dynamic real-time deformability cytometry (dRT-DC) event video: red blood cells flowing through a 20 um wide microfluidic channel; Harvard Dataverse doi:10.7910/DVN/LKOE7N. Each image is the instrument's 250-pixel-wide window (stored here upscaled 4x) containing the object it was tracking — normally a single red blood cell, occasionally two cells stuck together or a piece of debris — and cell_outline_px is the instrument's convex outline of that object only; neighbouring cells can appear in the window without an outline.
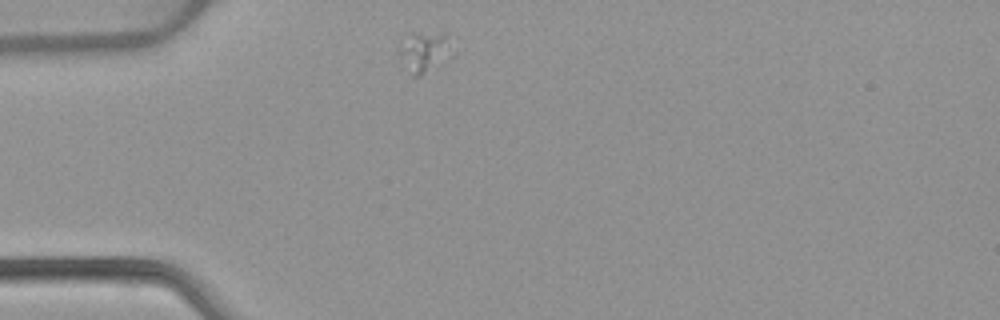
{"species": "common noctule bat (a hibernating species)", "species_latin": "Nyctalus noctula", "temperature_condition": "warm", "stored_images_in_passage": 41, "camera_frame_rate_fps": 3000, "um_per_image_px": 0.085, "animal": {"sex": "female", "body_mass_g": 22.7, "forearm_length_mm": 54.2}, "frame": {"image": 1, "passage_image": 1, "time_ms": 0.0, "image_size_px": [1000, 320], "cell_outline_px": [[452, 56], [448, 60], [420, 76], [416, 76], [400, 52], [412, 32], [416, 32], [444, 36]], "centroid_in_image_um": [36.15, 4.43], "position_along_channel_um": 48.8, "area_um2": 10.92}}
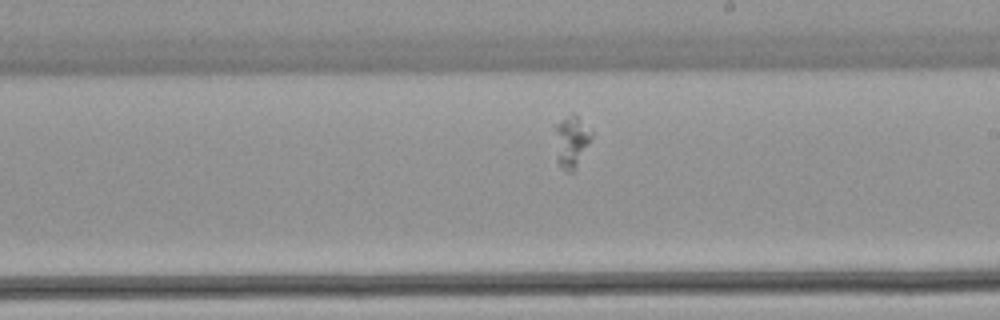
{"frame": {"image": 2, "passage_image": 18, "time_ms": 5.667, "image_size_px": [1000, 320], "cell_outline_px": [[592, 136], [588, 144], [572, 172], [564, 172], [556, 160], [556, 124], [572, 112], [592, 132]], "centroid_in_image_um": [48.54, 12.04], "position_along_channel_um": 240.5, "area_um2": 10.58}}
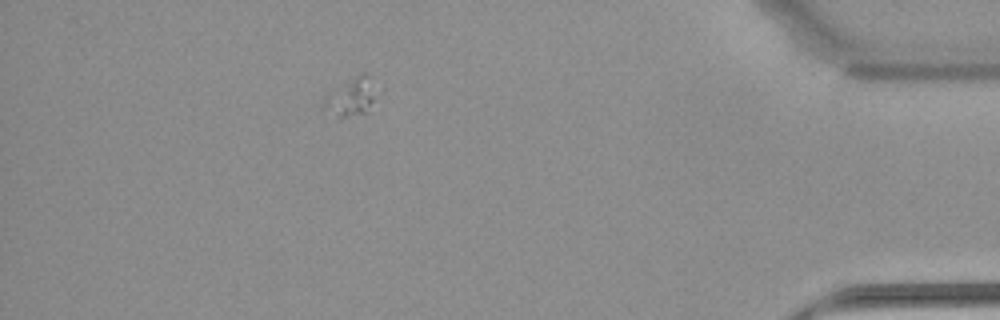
{"frame": {"image": 3, "passage_image": 35, "time_ms": 11.333, "image_size_px": [1000, 320], "cell_outline_px": [[372, 100], [368, 112], [344, 116], [340, 116], [320, 112], [320, 104], [324, 96], [360, 72], [364, 72], [368, 76], [372, 96]], "centroid_in_image_um": [29.66, 8.29], "position_along_channel_um": 405.5, "area_um2": 11.21}}